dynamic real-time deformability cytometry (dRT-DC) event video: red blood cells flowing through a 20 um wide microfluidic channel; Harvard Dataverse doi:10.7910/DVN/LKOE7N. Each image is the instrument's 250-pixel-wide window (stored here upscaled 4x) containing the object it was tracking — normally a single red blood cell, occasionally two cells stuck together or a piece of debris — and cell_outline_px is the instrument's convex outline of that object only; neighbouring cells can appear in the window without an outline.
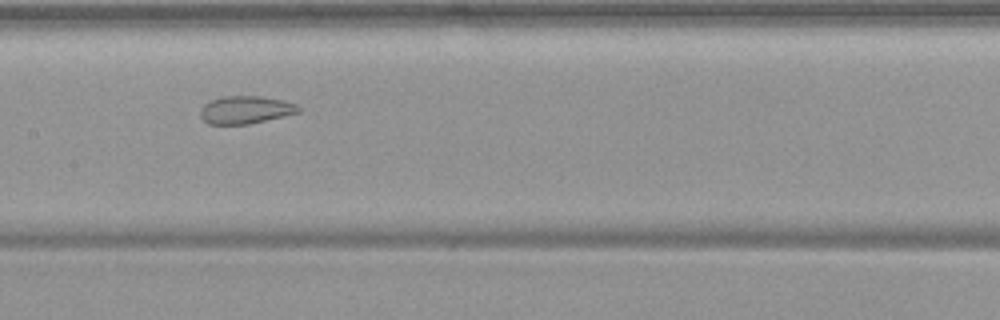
{"species": "common noctule bat (a hibernating species)", "species_latin": "Nyctalus noctula", "temperature_condition": "warm", "stored_images_in_passage": 38, "camera_frame_rate_fps": 3000, "um_per_image_px": 0.085, "animal": {"sex": "female", "body_mass_g": 19.9}, "frame": {"image": 1, "passage_image": 16, "time_ms": 5.0, "image_size_px": [1000, 320], "cell_outline_px": [[300, 112], [284, 116], [248, 124], [208, 124], [200, 116], [200, 108], [208, 100], [224, 96], [260, 96], [284, 100], [296, 104], [300, 108]], "centroid_in_image_um": [20.85, 9.32], "position_along_channel_um": 186.6, "area_um2": 15.95}}
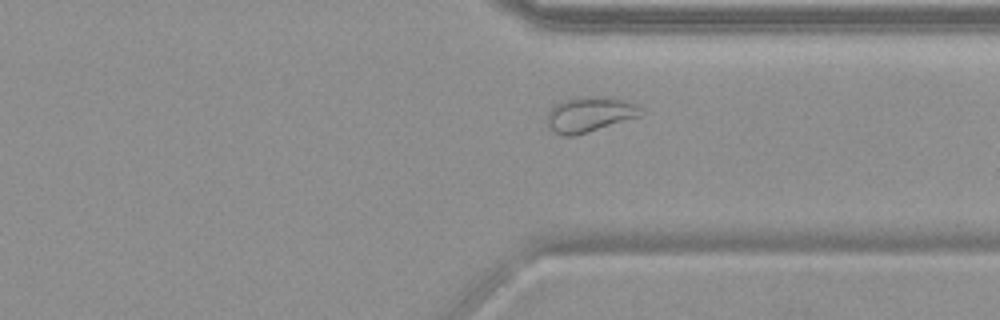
{"frame": {"image": 2, "passage_image": 30, "time_ms": 9.667, "image_size_px": [1000, 320], "cell_outline_px": [[644, 112], [640, 116], [588, 132], [572, 136], [564, 136], [556, 132], [544, 124], [544, 120], [548, 112], [556, 104], [564, 100], [596, 96], [620, 100], [636, 104]], "centroid_in_image_um": [50.07, 9.75], "position_along_channel_um": 361.3, "area_um2": 18.9}}
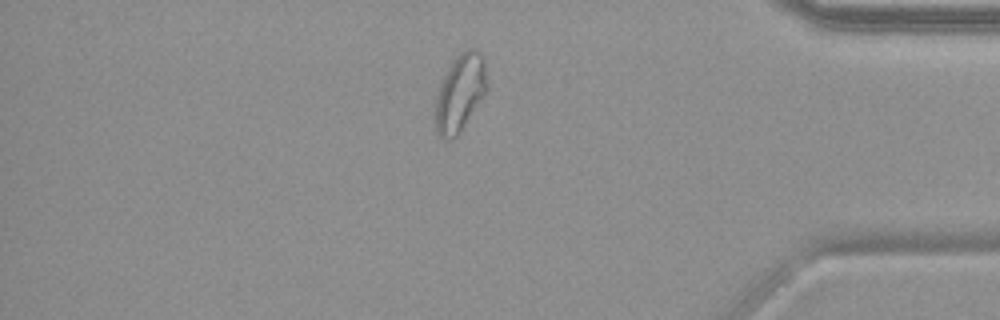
{"frame": {"image": 3, "passage_image": 35, "time_ms": 11.333, "image_size_px": [1000, 320], "cell_outline_px": [[488, 80], [484, 96], [460, 132], [452, 140], [448, 140], [440, 136], [436, 132], [436, 96], [440, 84], [452, 60], [460, 52], [468, 48], [476, 48], [484, 56]], "centroid_in_image_um": [39.13, 7.85], "position_along_channel_um": 396.1, "area_um2": 23.35}}